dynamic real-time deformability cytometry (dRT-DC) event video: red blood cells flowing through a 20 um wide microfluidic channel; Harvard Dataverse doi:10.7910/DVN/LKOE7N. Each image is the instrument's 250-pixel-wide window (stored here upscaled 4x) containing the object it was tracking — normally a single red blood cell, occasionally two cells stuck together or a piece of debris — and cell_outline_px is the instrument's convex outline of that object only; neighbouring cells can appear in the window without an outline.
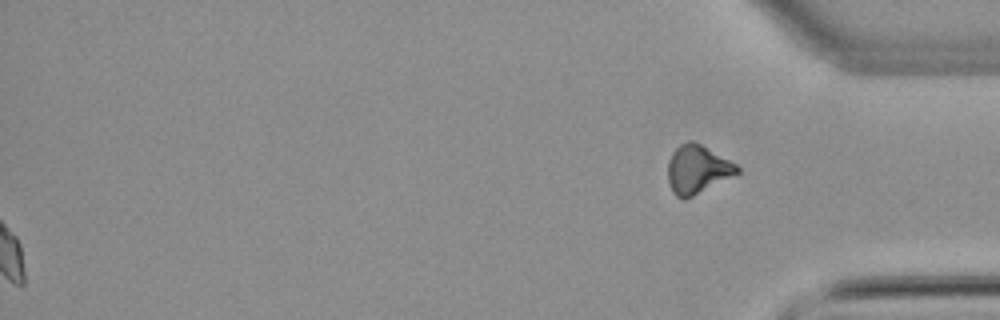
{"species": "common noctule bat (a hibernating species)", "species_latin": "Nyctalus noctula", "temperature_condition": "warm", "stored_images_in_passage": 56, "segment_of_instrument_passage": [2, 2], "camera_frame_rate_fps": 3000, "um_per_image_px": 0.085, "animal": {"sex": "male", "body_mass_g": 21.5, "forearm_length_mm": 52.0}, "frame": {"image": 1, "passage_image": 56, "time_ms": 18.333, "image_size_px": [1000, 320], "cell_outline_px": [[740, 172], [684, 200], [676, 196], [672, 192], [668, 180], [668, 160], [672, 152], [680, 144], [688, 140], [692, 140], [700, 144], [736, 164], [740, 168]], "centroid_in_image_um": [59.24, 14.39], "position_along_channel_um": 376.0, "area_um2": 19.31}}